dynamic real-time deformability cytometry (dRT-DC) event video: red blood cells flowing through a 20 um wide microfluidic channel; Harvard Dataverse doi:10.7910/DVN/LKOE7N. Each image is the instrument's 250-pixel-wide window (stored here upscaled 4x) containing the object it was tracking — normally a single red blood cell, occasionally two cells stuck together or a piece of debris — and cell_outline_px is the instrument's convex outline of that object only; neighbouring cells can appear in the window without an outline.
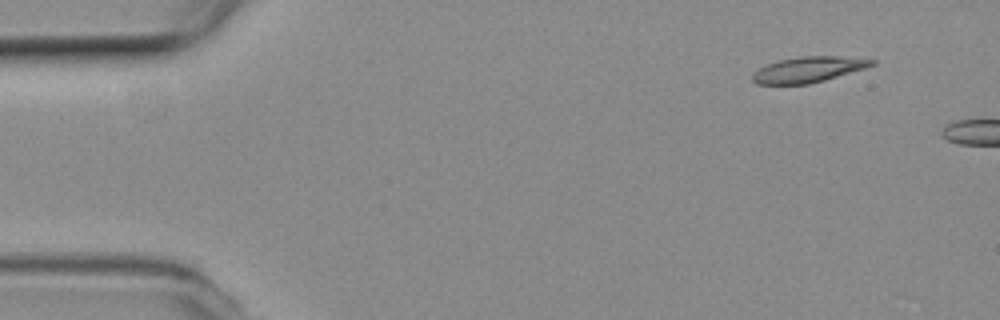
{"species": "common noctule bat (a hibernating species)", "species_latin": "Nyctalus noctula", "temperature_condition": "room temperature", "stored_images_in_passage": 8, "camera_frame_rate_fps": 3000, "um_per_image_px": 0.085, "animal": {"sex": "female", "body_mass_g": 19.3, "forearm_length_mm": 54.1}, "frame": {"image": 1, "passage_image": 5, "time_ms": 1.333, "image_size_px": [1000, 320], "cell_outline_px": [[876, 64], [864, 68], [824, 80], [808, 84], [756, 84], [752, 80], [752, 76], [760, 68], [768, 64], [780, 60], [800, 56], [840, 56], [876, 60]], "centroid_in_image_um": [68.72, 5.91], "position_along_channel_um": 16.3, "area_um2": 17.51}}